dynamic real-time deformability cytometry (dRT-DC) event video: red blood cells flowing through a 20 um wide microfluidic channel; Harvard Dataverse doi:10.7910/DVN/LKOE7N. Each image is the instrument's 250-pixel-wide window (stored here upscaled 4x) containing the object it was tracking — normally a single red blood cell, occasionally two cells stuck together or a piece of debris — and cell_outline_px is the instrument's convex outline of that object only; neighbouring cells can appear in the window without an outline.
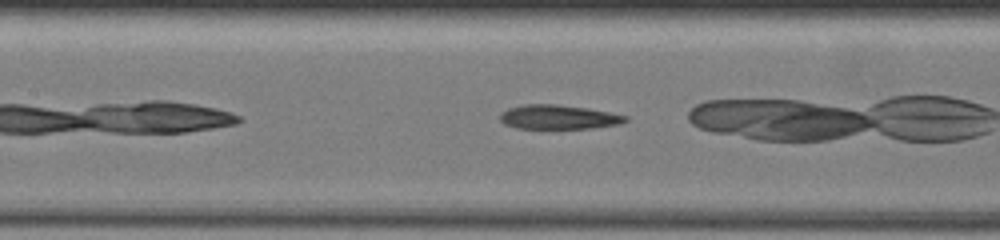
{"species": "common noctule bat (a hibernating species)", "species_latin": "Nyctalus noctula", "temperature_condition": "warm", "stored_images_in_passage": 29, "camera_frame_rate_fps": 3000, "um_per_image_px": 0.085, "animal": {"sex": "female", "body_mass_g": 19.5, "forearm_length_mm": 54.1}, "frame": {"image": 1, "passage_image": 9, "time_ms": 2.667, "image_size_px": [1000, 240], "cell_outline_px": [[628, 120], [616, 124], [592, 128], [516, 128], [504, 124], [500, 120], [500, 112], [508, 108], [524, 104], [556, 104], [584, 108], [608, 112], [628, 116]], "centroid_in_image_um": [47.4, 9.94], "position_along_channel_um": 160.0, "area_um2": 17.51}}